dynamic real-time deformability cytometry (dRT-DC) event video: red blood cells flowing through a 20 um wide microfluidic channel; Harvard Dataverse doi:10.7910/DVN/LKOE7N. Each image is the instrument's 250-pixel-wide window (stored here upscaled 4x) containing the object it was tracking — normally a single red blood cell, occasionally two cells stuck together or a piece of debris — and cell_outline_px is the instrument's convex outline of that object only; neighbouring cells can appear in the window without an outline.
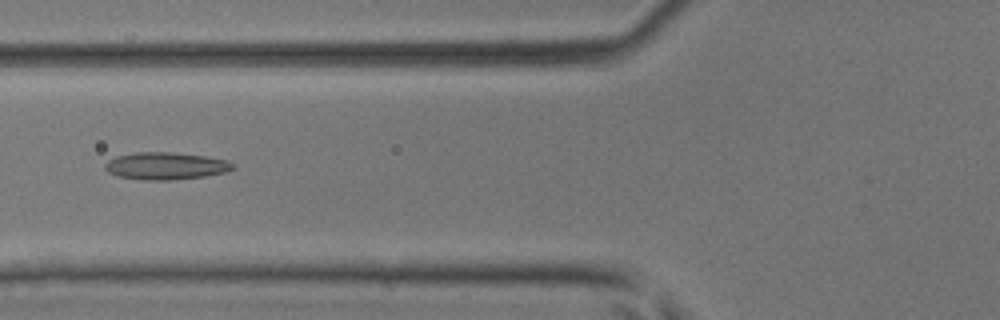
{"species": "common noctule bat (a hibernating species)", "species_latin": "Nyctalus noctula", "temperature_condition": "room temperature", "stored_images_in_passage": 33, "camera_frame_rate_fps": 3000, "um_per_image_px": 0.085, "animal": {"sex": "male", "body_mass_g": 17.9, "forearm_length_mm": 54.2}, "frame": {"image": 1, "passage_image": 10, "time_ms": 3.0, "image_size_px": [1000, 320], "cell_outline_px": [[236, 168], [228, 172], [204, 176], [172, 180], [148, 180], [116, 176], [108, 172], [104, 168], [104, 164], [108, 160], [116, 156], [136, 152], [172, 152], [204, 156], [228, 160]], "centroid_in_image_um": [14.08, 14.1], "position_along_channel_um": 111.7, "area_um2": 20.4}}
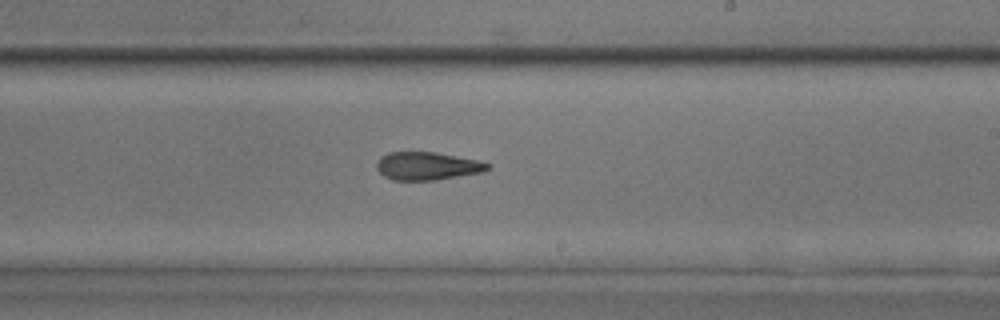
{"frame": {"image": 2, "passage_image": 20, "time_ms": 6.333, "image_size_px": [1000, 320], "cell_outline_px": [[492, 168], [484, 172], [436, 180], [392, 180], [384, 176], [376, 168], [376, 164], [380, 156], [388, 152], [436, 152], [476, 160], [492, 164]], "centroid_in_image_um": [36.33, 14.11], "position_along_channel_um": 252.7, "area_um2": 18.26}}
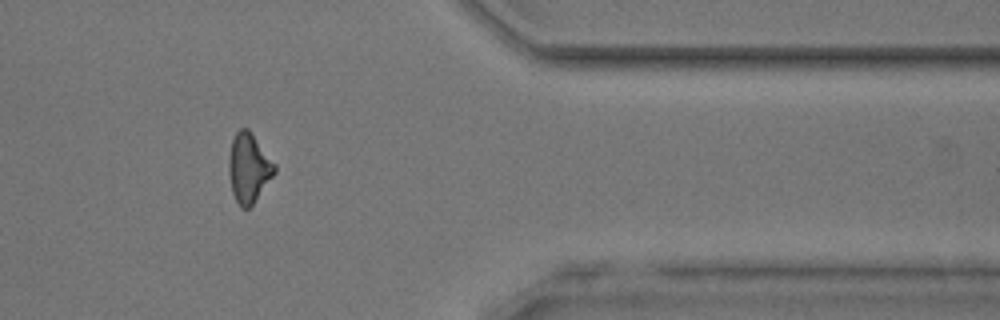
{"frame": {"image": 3, "passage_image": 31, "time_ms": 10.0, "image_size_px": [1000, 320], "cell_outline_px": [[276, 172], [252, 204], [248, 208], [240, 208], [232, 192], [228, 172], [228, 156], [232, 140], [236, 132], [240, 128], [248, 128], [276, 164]], "centroid_in_image_um": [21.13, 14.26], "position_along_channel_um": 390.3, "area_um2": 18.5}, "authors_computed_cell_mechanics": {"area_um2": 18.8428, "velocity_mm_per_s": 4.2482, "shape_relaxation_time_tau1_ms": null, "shape_relaxation_time_tau2_ms": 2.1868, "deformation_change_tau1": null, "deformation_change_tau2": 0.1126}}